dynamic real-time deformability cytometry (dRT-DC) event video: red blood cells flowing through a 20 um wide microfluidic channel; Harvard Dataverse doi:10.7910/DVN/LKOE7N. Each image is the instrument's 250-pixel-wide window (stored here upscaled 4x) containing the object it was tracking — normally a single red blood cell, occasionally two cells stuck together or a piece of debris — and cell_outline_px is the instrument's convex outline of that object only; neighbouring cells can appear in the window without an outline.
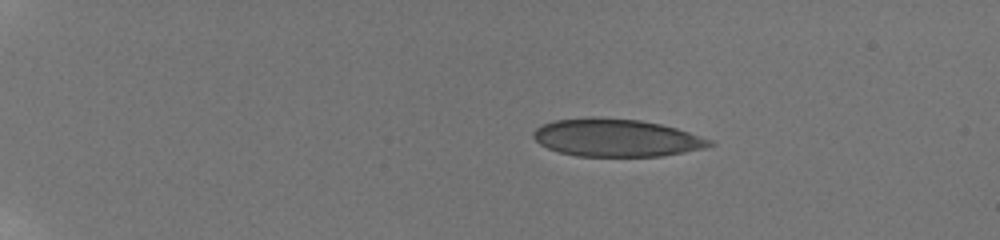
{"species": "human", "species_latin": "Homo sapiens", "temperature_condition": "room temperature", "stored_images_in_passage": 47, "camera_frame_rate_fps": 3000, "um_per_image_px": 0.085, "donor": {"sex": "male"}, "frame": {"image": 1, "passage_image": 1, "time_ms": 0.0, "image_size_px": [1000, 240], "cell_outline_px": [[716, 144], [704, 148], [684, 152], [660, 156], [576, 156], [560, 152], [548, 148], [540, 144], [532, 136], [532, 132], [536, 128], [544, 124], [556, 120], [588, 116], [600, 116], [640, 120], [660, 124], [676, 128], [712, 140]], "centroid_in_image_um": [52.37, 11.7], "position_along_channel_um": 32.6, "area_um2": 38.84}}
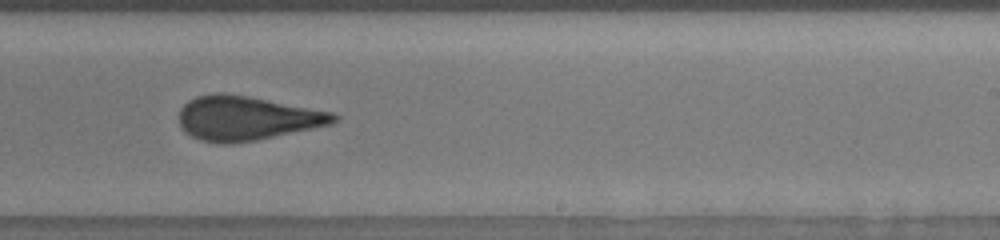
{"frame": {"image": 2, "passage_image": 21, "time_ms": 9.0, "image_size_px": [1000, 240], "cell_outline_px": [[340, 120], [332, 124], [256, 140], [228, 144], [224, 144], [200, 140], [184, 132], [180, 128], [180, 108], [188, 100], [196, 96], [216, 92], [224, 92], [248, 96], [336, 112], [340, 116]], "centroid_in_image_um": [20.99, 10.03], "position_along_channel_um": 268.0, "area_um2": 40.23}}
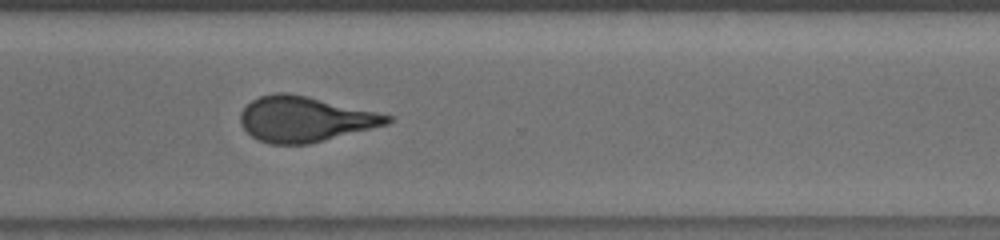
{"frame": {"image": 3, "passage_image": 27, "time_ms": 11.0, "image_size_px": [1000, 240], "cell_outline_px": [[392, 120], [388, 124], [308, 144], [272, 144], [260, 140], [252, 136], [240, 124], [240, 112], [252, 100], [260, 96], [276, 92], [288, 92], [308, 96], [376, 112], [392, 116]], "centroid_in_image_um": [25.88, 10.11], "position_along_channel_um": 344.7, "area_um2": 38.44}, "authors_computed_cell_mechanics": {"area_um2": 39.304, "velocity_mm_per_s": 3.8355, "shape_relaxation_time_tau1_ms": null, "shape_relaxation_time_tau2_ms": 1.0764, "deformation_change_tau1": null, "deformation_change_tau2": 0.0937}}